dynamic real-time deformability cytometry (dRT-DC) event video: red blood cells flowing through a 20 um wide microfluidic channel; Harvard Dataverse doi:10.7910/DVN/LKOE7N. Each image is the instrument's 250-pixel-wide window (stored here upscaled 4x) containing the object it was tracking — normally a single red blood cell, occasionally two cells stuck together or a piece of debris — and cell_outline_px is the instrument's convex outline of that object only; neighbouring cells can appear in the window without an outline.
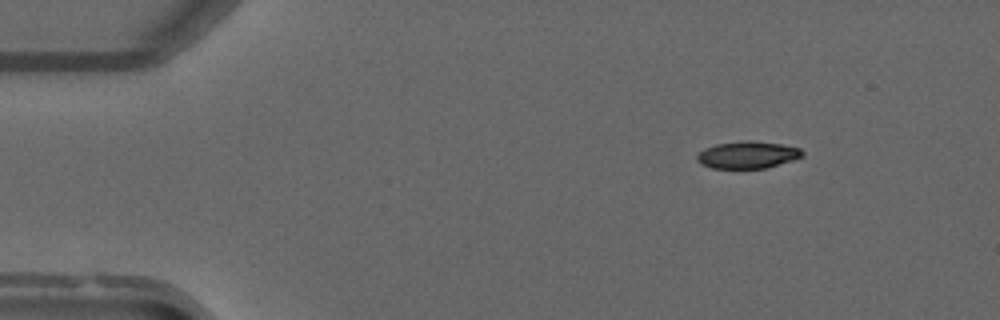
{"species": "common noctule bat (a hibernating species)", "species_latin": "Nyctalus noctula", "temperature_condition": "warm", "stored_images_in_passage": 8, "camera_frame_rate_fps": 3000, "um_per_image_px": 0.085, "animal": {"sex": "male", "forearm_length_mm": 52.5}, "frame": {"image": 1, "passage_image": 4, "time_ms": 1.0, "image_size_px": [1000, 320], "cell_outline_px": [[804, 156], [768, 168], [712, 168], [700, 164], [696, 160], [696, 156], [704, 148], [716, 144], [744, 140], [748, 140], [780, 144], [800, 148], [804, 152]], "centroid_in_image_um": [63.54, 13.16], "position_along_channel_um": 21.5, "area_um2": 16.7}}